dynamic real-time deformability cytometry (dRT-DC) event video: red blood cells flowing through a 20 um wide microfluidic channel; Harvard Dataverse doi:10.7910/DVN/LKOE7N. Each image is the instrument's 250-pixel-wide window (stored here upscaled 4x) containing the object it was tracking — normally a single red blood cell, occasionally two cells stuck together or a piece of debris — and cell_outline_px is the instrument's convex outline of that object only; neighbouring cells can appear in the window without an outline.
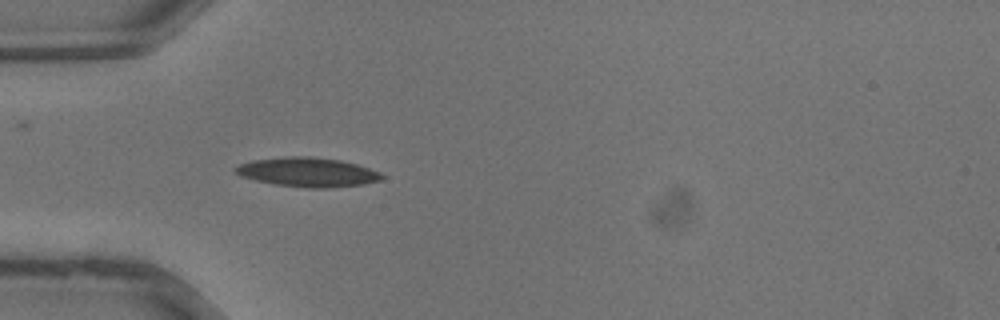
{"species": "common noctule bat (a hibernating species)", "species_latin": "Nyctalus noctula", "temperature_condition": "warm", "stored_images_in_passage": 19, "camera_frame_rate_fps": 3000, "um_per_image_px": 0.085, "animal": {"sex": "male", "body_mass_g": 13.3}, "frame": {"image": 1, "passage_image": 3, "time_ms": 0.667, "image_size_px": [1000, 320], "cell_outline_px": [[384, 176], [380, 180], [364, 184], [328, 188], [308, 188], [276, 184], [256, 180], [240, 176], [232, 172], [232, 168], [240, 164], [252, 160], [284, 156], [312, 156], [340, 160], [356, 164], [380, 172]], "centroid_in_image_um": [26.11, 14.62], "position_along_channel_um": 58.9, "area_um2": 25.09}}
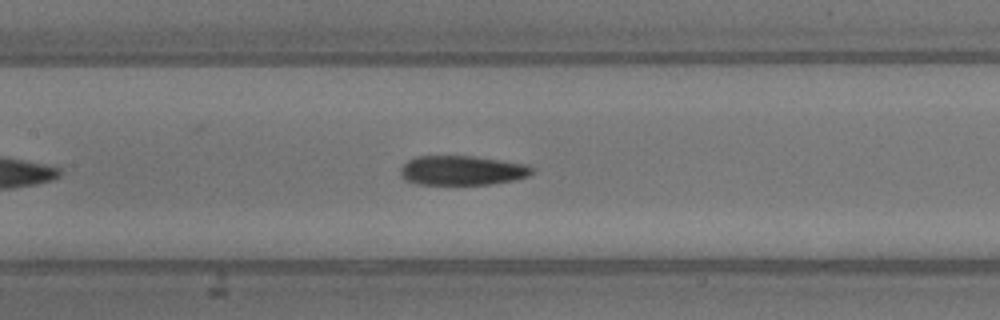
{"frame": {"image": 2, "passage_image": 9, "time_ms": 2.667, "image_size_px": [1000, 320], "cell_outline_px": [[536, 168], [528, 176], [512, 180], [488, 184], [420, 184], [408, 180], [400, 176], [400, 168], [408, 160], [416, 156], [476, 156], [528, 164]], "centroid_in_image_um": [39.3, 14.47], "position_along_channel_um": 168.1, "area_um2": 22.6}}
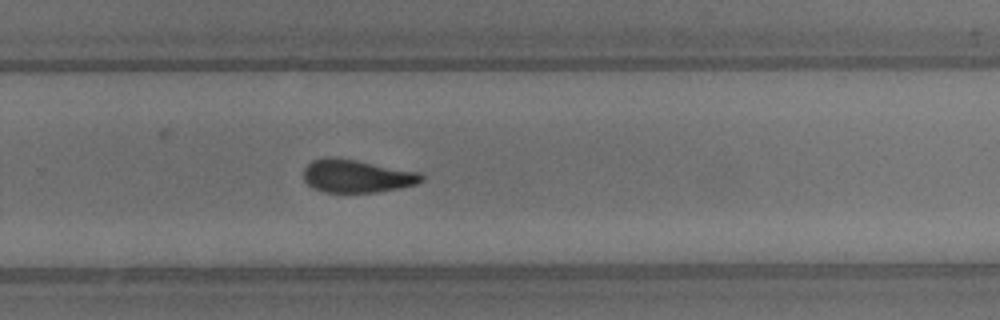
{"frame": {"image": 3, "passage_image": 16, "time_ms": 5.0, "image_size_px": [1000, 320], "cell_outline_px": [[424, 180], [416, 184], [400, 188], [376, 192], [324, 192], [312, 188], [304, 180], [304, 168], [312, 160], [324, 156], [336, 156], [420, 172], [424, 176]], "centroid_in_image_um": [30.31, 14.95], "position_along_channel_um": 299.5, "area_um2": 22.95}}